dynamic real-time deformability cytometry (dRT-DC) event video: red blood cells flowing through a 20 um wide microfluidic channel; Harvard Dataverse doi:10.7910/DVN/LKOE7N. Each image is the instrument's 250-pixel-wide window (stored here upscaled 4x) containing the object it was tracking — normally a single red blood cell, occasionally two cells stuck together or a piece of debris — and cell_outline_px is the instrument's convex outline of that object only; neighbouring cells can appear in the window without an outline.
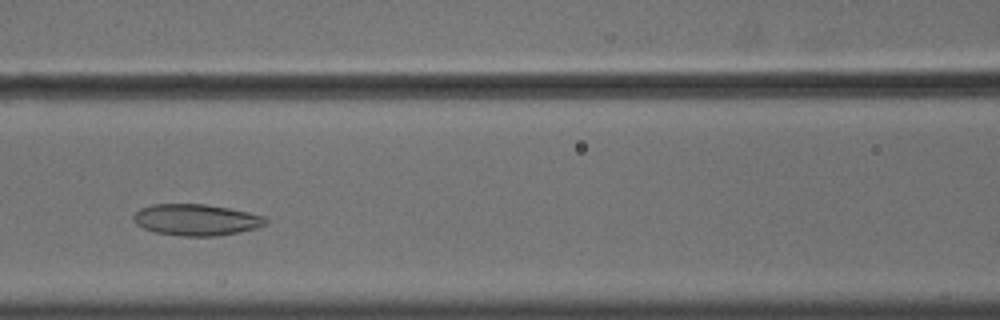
{"species": "common noctule bat (a hibernating species)", "species_latin": "Nyctalus noctula", "temperature_condition": "cold", "stored_images_in_passage": 33, "camera_frame_rate_fps": 3000, "um_per_image_px": 0.085, "animal": {"sex": "male", "body_mass_g": 18.8}, "frame": {"image": 1, "passage_image": 14, "time_ms": 4.333, "image_size_px": [1000, 320], "cell_outline_px": [[268, 220], [264, 224], [256, 228], [220, 236], [180, 236], [156, 232], [144, 228], [136, 224], [132, 220], [132, 216], [140, 208], [152, 204], [204, 204], [228, 208], [248, 212], [264, 216]], "centroid_in_image_um": [16.65, 18.68], "position_along_channel_um": 150.0, "area_um2": 24.16}}
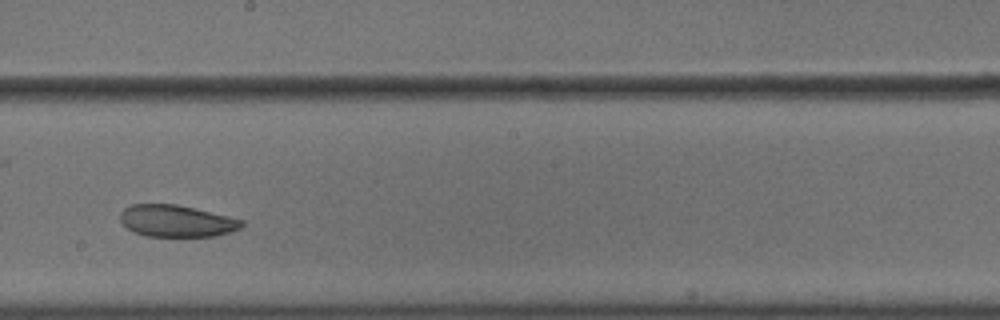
{"frame": {"image": 2, "passage_image": 21, "time_ms": 6.667, "image_size_px": [1000, 320], "cell_outline_px": [[244, 224], [240, 228], [216, 236], [144, 236], [132, 232], [120, 220], [120, 212], [124, 208], [132, 204], [176, 204], [228, 216], [244, 220]], "centroid_in_image_um": [14.98, 18.78], "position_along_channel_um": 233.2, "area_um2": 22.48}}
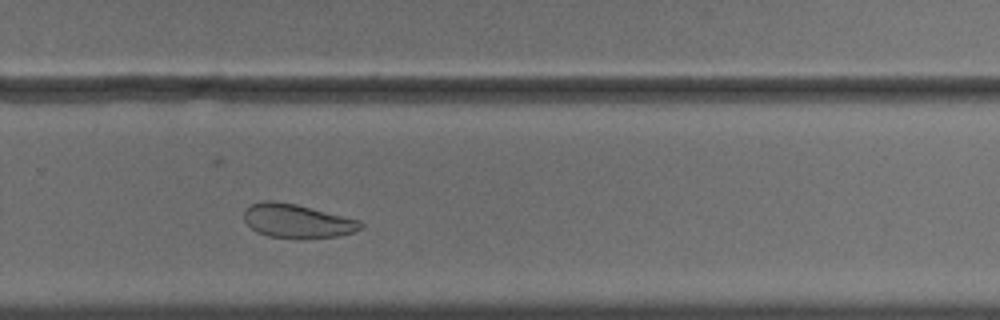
{"frame": {"image": 3, "passage_image": 27, "time_ms": 8.667, "image_size_px": [1000, 320], "cell_outline_px": [[364, 224], [360, 228], [352, 232], [336, 236], [308, 240], [296, 240], [268, 236], [256, 232], [244, 220], [244, 208], [252, 204], [264, 200], [272, 200], [296, 204], [360, 220]], "centroid_in_image_um": [25.23, 18.81], "position_along_channel_um": 304.6, "area_um2": 23.41}, "authors_computed_cell_mechanics": {"area_um2": 24.3916, "velocity_mm_per_s": 3.5775, "shape_relaxation_time_tau1_ms": null, "shape_relaxation_time_tau2_ms": 5.3301, "deformation_change_tau1": null, "deformation_change_tau2": 0.1038}}